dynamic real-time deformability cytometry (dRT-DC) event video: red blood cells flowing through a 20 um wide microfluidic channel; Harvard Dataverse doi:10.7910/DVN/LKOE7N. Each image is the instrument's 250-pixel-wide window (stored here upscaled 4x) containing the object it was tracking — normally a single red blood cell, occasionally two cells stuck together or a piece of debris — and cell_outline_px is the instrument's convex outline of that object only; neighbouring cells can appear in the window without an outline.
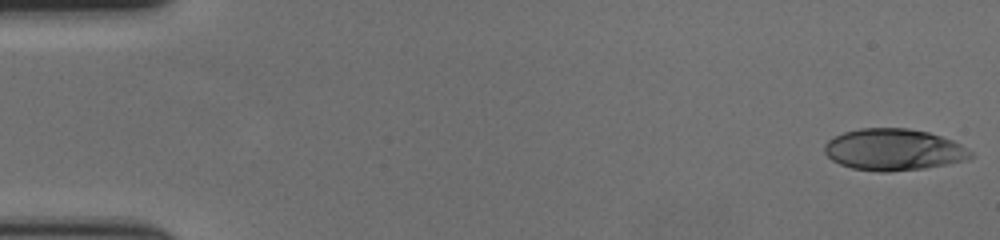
{"species": "human", "species_latin": "Homo sapiens", "temperature_condition": "cold", "stored_images_in_passage": 58, "camera_frame_rate_fps": 3000, "um_per_image_px": 0.085, "donor": {"sex": "female"}, "frame": {"image": 1, "passage_image": 1, "time_ms": 0.0, "image_size_px": [1000, 240], "cell_outline_px": [[972, 156], [960, 160], [944, 164], [924, 168], [888, 172], [880, 172], [852, 168], [840, 164], [832, 160], [824, 152], [824, 144], [828, 140], [844, 132], [860, 128], [908, 128], [928, 132], [952, 140], [972, 152]], "centroid_in_image_um": [75.89, 12.71], "position_along_channel_um": 9.1, "area_um2": 35.03}}
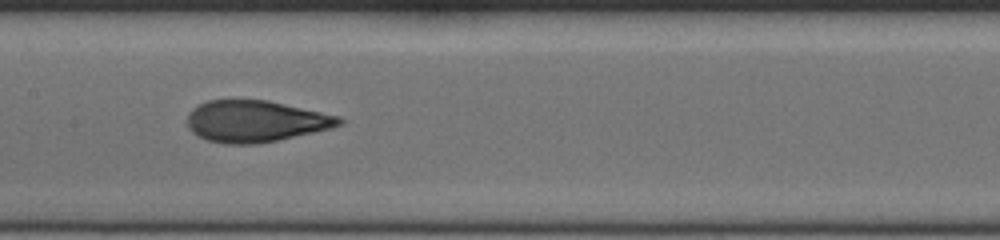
{"frame": {"image": 2, "passage_image": 29, "time_ms": 9.333, "image_size_px": [1000, 240], "cell_outline_px": [[344, 124], [312, 132], [276, 140], [256, 144], [224, 144], [208, 140], [196, 136], [188, 128], [188, 112], [192, 108], [208, 100], [268, 100], [340, 116], [344, 120]], "centroid_in_image_um": [21.69, 10.3], "position_along_channel_um": 185.7, "area_um2": 36.65}}
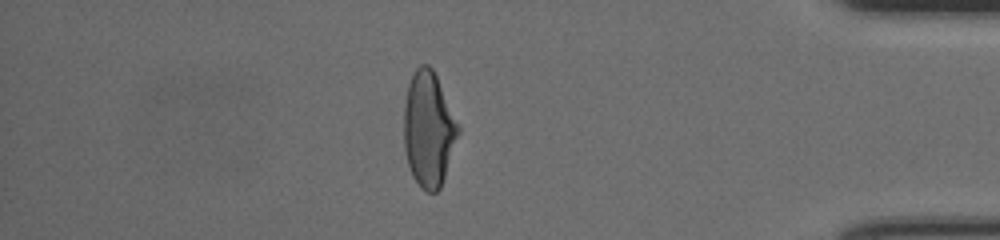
{"frame": {"image": 3, "passage_image": 50, "time_ms": 16.333, "image_size_px": [1000, 240], "cell_outline_px": [[460, 132], [440, 188], [436, 192], [428, 192], [420, 188], [412, 176], [408, 164], [404, 148], [404, 104], [408, 84], [412, 72], [420, 64], [428, 64], [432, 68], [460, 124]], "centroid_in_image_um": [36.43, 10.97], "position_along_channel_um": 398.8, "area_um2": 36.7}, "authors_computed_cell_mechanics": {"area_um2": 36.5296, "velocity_mm_per_s": 3.5608, "shape_relaxation_time_tau1_ms": 4.6669, "shape_relaxation_time_tau2_ms": 1.2269, "deformation_change_tau1": 0.1978, "deformation_change_tau2": 0.0818}}